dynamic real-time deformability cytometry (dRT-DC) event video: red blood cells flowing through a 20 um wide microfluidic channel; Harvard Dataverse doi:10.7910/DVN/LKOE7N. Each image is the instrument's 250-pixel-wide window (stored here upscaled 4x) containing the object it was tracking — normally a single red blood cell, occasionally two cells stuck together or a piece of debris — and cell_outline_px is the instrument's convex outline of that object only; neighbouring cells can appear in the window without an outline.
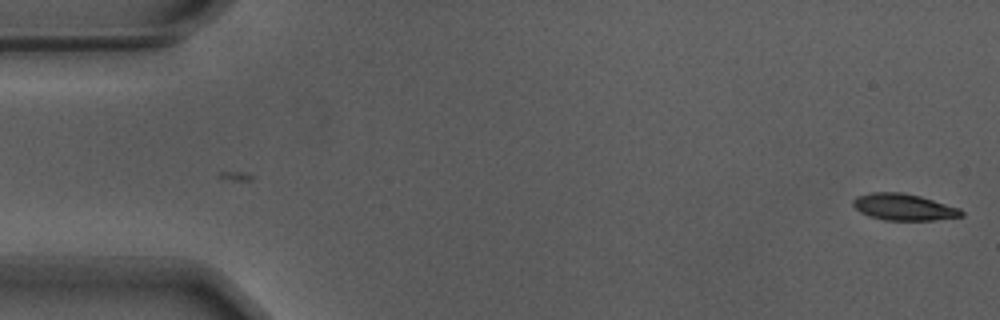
{"species": "Egyptian fruit bat (a non-hibernating species)", "species_latin": "Rousettus aegyptiacus", "temperature_condition": "warm", "stored_images_in_passage": 6, "camera_frame_rate_fps": 3000, "um_per_image_px": 0.085, "animal": {"sex": "male"}, "frame": {"image": 1, "passage_image": 6, "time_ms": 1.667, "image_size_px": [1000, 320], "cell_outline_px": [[964, 216], [932, 220], [884, 220], [868, 216], [860, 212], [852, 204], [852, 200], [856, 196], [872, 192], [900, 192], [920, 196], [960, 208], [964, 212]], "centroid_in_image_um": [76.8, 17.6], "position_along_channel_um": 8.2, "area_um2": 16.82}}